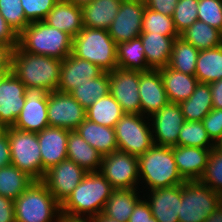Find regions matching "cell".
<instances>
[{
    "label": "cell",
    "instance_id": "1",
    "mask_svg": "<svg viewBox=\"0 0 222 222\" xmlns=\"http://www.w3.org/2000/svg\"><path fill=\"white\" fill-rule=\"evenodd\" d=\"M62 60L23 51L18 45L12 51L11 72L26 87H41L47 92L57 90Z\"/></svg>",
    "mask_w": 222,
    "mask_h": 222
},
{
    "label": "cell",
    "instance_id": "2",
    "mask_svg": "<svg viewBox=\"0 0 222 222\" xmlns=\"http://www.w3.org/2000/svg\"><path fill=\"white\" fill-rule=\"evenodd\" d=\"M112 190V186L100 171L87 172L61 204V215L94 217L103 211Z\"/></svg>",
    "mask_w": 222,
    "mask_h": 222
},
{
    "label": "cell",
    "instance_id": "3",
    "mask_svg": "<svg viewBox=\"0 0 222 222\" xmlns=\"http://www.w3.org/2000/svg\"><path fill=\"white\" fill-rule=\"evenodd\" d=\"M138 168L139 188L143 187L140 189L142 192L180 185L185 182L178 172L172 147L169 146L153 145L138 157Z\"/></svg>",
    "mask_w": 222,
    "mask_h": 222
},
{
    "label": "cell",
    "instance_id": "4",
    "mask_svg": "<svg viewBox=\"0 0 222 222\" xmlns=\"http://www.w3.org/2000/svg\"><path fill=\"white\" fill-rule=\"evenodd\" d=\"M73 38L44 21L30 23L19 35L18 46L30 54L64 60L72 53Z\"/></svg>",
    "mask_w": 222,
    "mask_h": 222
},
{
    "label": "cell",
    "instance_id": "5",
    "mask_svg": "<svg viewBox=\"0 0 222 222\" xmlns=\"http://www.w3.org/2000/svg\"><path fill=\"white\" fill-rule=\"evenodd\" d=\"M116 50L117 44L108 30L83 27L73 37L72 54L94 63L104 72H111L118 68Z\"/></svg>",
    "mask_w": 222,
    "mask_h": 222
},
{
    "label": "cell",
    "instance_id": "6",
    "mask_svg": "<svg viewBox=\"0 0 222 222\" xmlns=\"http://www.w3.org/2000/svg\"><path fill=\"white\" fill-rule=\"evenodd\" d=\"M14 207L15 222H60L61 205L42 181H33Z\"/></svg>",
    "mask_w": 222,
    "mask_h": 222
},
{
    "label": "cell",
    "instance_id": "7",
    "mask_svg": "<svg viewBox=\"0 0 222 222\" xmlns=\"http://www.w3.org/2000/svg\"><path fill=\"white\" fill-rule=\"evenodd\" d=\"M4 131L8 134L11 164L34 181H42L44 175L37 133L14 127L5 128Z\"/></svg>",
    "mask_w": 222,
    "mask_h": 222
},
{
    "label": "cell",
    "instance_id": "8",
    "mask_svg": "<svg viewBox=\"0 0 222 222\" xmlns=\"http://www.w3.org/2000/svg\"><path fill=\"white\" fill-rule=\"evenodd\" d=\"M222 202V196L199 180L181 184L179 222H204Z\"/></svg>",
    "mask_w": 222,
    "mask_h": 222
},
{
    "label": "cell",
    "instance_id": "9",
    "mask_svg": "<svg viewBox=\"0 0 222 222\" xmlns=\"http://www.w3.org/2000/svg\"><path fill=\"white\" fill-rule=\"evenodd\" d=\"M114 128L120 151L139 157L154 145L151 123L147 116L125 113Z\"/></svg>",
    "mask_w": 222,
    "mask_h": 222
},
{
    "label": "cell",
    "instance_id": "10",
    "mask_svg": "<svg viewBox=\"0 0 222 222\" xmlns=\"http://www.w3.org/2000/svg\"><path fill=\"white\" fill-rule=\"evenodd\" d=\"M100 173L113 189L139 188L138 157L116 150L102 156Z\"/></svg>",
    "mask_w": 222,
    "mask_h": 222
},
{
    "label": "cell",
    "instance_id": "11",
    "mask_svg": "<svg viewBox=\"0 0 222 222\" xmlns=\"http://www.w3.org/2000/svg\"><path fill=\"white\" fill-rule=\"evenodd\" d=\"M47 116L49 127L74 131L86 119V110L70 93L53 91L48 93Z\"/></svg>",
    "mask_w": 222,
    "mask_h": 222
},
{
    "label": "cell",
    "instance_id": "12",
    "mask_svg": "<svg viewBox=\"0 0 222 222\" xmlns=\"http://www.w3.org/2000/svg\"><path fill=\"white\" fill-rule=\"evenodd\" d=\"M139 82L140 71L115 68L109 72V93L124 113L141 114Z\"/></svg>",
    "mask_w": 222,
    "mask_h": 222
},
{
    "label": "cell",
    "instance_id": "13",
    "mask_svg": "<svg viewBox=\"0 0 222 222\" xmlns=\"http://www.w3.org/2000/svg\"><path fill=\"white\" fill-rule=\"evenodd\" d=\"M87 172L69 159L50 167L42 182L46 185L54 199L61 205L78 186Z\"/></svg>",
    "mask_w": 222,
    "mask_h": 222
},
{
    "label": "cell",
    "instance_id": "14",
    "mask_svg": "<svg viewBox=\"0 0 222 222\" xmlns=\"http://www.w3.org/2000/svg\"><path fill=\"white\" fill-rule=\"evenodd\" d=\"M48 93L41 87H26L25 105L13 127L36 133L49 127L47 116Z\"/></svg>",
    "mask_w": 222,
    "mask_h": 222
},
{
    "label": "cell",
    "instance_id": "15",
    "mask_svg": "<svg viewBox=\"0 0 222 222\" xmlns=\"http://www.w3.org/2000/svg\"><path fill=\"white\" fill-rule=\"evenodd\" d=\"M144 11V0L122 1L117 16L108 28V33L116 44L140 36Z\"/></svg>",
    "mask_w": 222,
    "mask_h": 222
},
{
    "label": "cell",
    "instance_id": "16",
    "mask_svg": "<svg viewBox=\"0 0 222 222\" xmlns=\"http://www.w3.org/2000/svg\"><path fill=\"white\" fill-rule=\"evenodd\" d=\"M154 145L177 146L178 136L185 122L179 103L169 102L150 117Z\"/></svg>",
    "mask_w": 222,
    "mask_h": 222
},
{
    "label": "cell",
    "instance_id": "17",
    "mask_svg": "<svg viewBox=\"0 0 222 222\" xmlns=\"http://www.w3.org/2000/svg\"><path fill=\"white\" fill-rule=\"evenodd\" d=\"M26 86L12 73L0 81V126L13 127L25 105Z\"/></svg>",
    "mask_w": 222,
    "mask_h": 222
},
{
    "label": "cell",
    "instance_id": "18",
    "mask_svg": "<svg viewBox=\"0 0 222 222\" xmlns=\"http://www.w3.org/2000/svg\"><path fill=\"white\" fill-rule=\"evenodd\" d=\"M142 193L150 206L153 217L158 222H179L181 184Z\"/></svg>",
    "mask_w": 222,
    "mask_h": 222
},
{
    "label": "cell",
    "instance_id": "19",
    "mask_svg": "<svg viewBox=\"0 0 222 222\" xmlns=\"http://www.w3.org/2000/svg\"><path fill=\"white\" fill-rule=\"evenodd\" d=\"M70 130L58 127H46L37 132L40 146L42 174L52 166L67 159V139Z\"/></svg>",
    "mask_w": 222,
    "mask_h": 222
},
{
    "label": "cell",
    "instance_id": "20",
    "mask_svg": "<svg viewBox=\"0 0 222 222\" xmlns=\"http://www.w3.org/2000/svg\"><path fill=\"white\" fill-rule=\"evenodd\" d=\"M103 72L97 65L72 53L62 60L60 81L56 91L70 93L77 86L98 77Z\"/></svg>",
    "mask_w": 222,
    "mask_h": 222
},
{
    "label": "cell",
    "instance_id": "21",
    "mask_svg": "<svg viewBox=\"0 0 222 222\" xmlns=\"http://www.w3.org/2000/svg\"><path fill=\"white\" fill-rule=\"evenodd\" d=\"M139 95L141 114L147 117L169 103L159 70L140 72Z\"/></svg>",
    "mask_w": 222,
    "mask_h": 222
},
{
    "label": "cell",
    "instance_id": "22",
    "mask_svg": "<svg viewBox=\"0 0 222 222\" xmlns=\"http://www.w3.org/2000/svg\"><path fill=\"white\" fill-rule=\"evenodd\" d=\"M212 148L172 146L179 174L185 181L199 180L203 175Z\"/></svg>",
    "mask_w": 222,
    "mask_h": 222
},
{
    "label": "cell",
    "instance_id": "23",
    "mask_svg": "<svg viewBox=\"0 0 222 222\" xmlns=\"http://www.w3.org/2000/svg\"><path fill=\"white\" fill-rule=\"evenodd\" d=\"M43 21L72 38L84 27L82 7L67 0H59Z\"/></svg>",
    "mask_w": 222,
    "mask_h": 222
},
{
    "label": "cell",
    "instance_id": "24",
    "mask_svg": "<svg viewBox=\"0 0 222 222\" xmlns=\"http://www.w3.org/2000/svg\"><path fill=\"white\" fill-rule=\"evenodd\" d=\"M139 37L142 40L148 68L158 70L168 66L173 42L179 36L141 33Z\"/></svg>",
    "mask_w": 222,
    "mask_h": 222
},
{
    "label": "cell",
    "instance_id": "25",
    "mask_svg": "<svg viewBox=\"0 0 222 222\" xmlns=\"http://www.w3.org/2000/svg\"><path fill=\"white\" fill-rule=\"evenodd\" d=\"M67 159L74 161L86 172H99L102 155L90 146L77 131H70L67 139Z\"/></svg>",
    "mask_w": 222,
    "mask_h": 222
},
{
    "label": "cell",
    "instance_id": "26",
    "mask_svg": "<svg viewBox=\"0 0 222 222\" xmlns=\"http://www.w3.org/2000/svg\"><path fill=\"white\" fill-rule=\"evenodd\" d=\"M158 70L160 71L164 89L171 103H180L187 100L199 83L195 75L175 71L169 66Z\"/></svg>",
    "mask_w": 222,
    "mask_h": 222
},
{
    "label": "cell",
    "instance_id": "27",
    "mask_svg": "<svg viewBox=\"0 0 222 222\" xmlns=\"http://www.w3.org/2000/svg\"><path fill=\"white\" fill-rule=\"evenodd\" d=\"M75 131L102 156L118 150L115 128L99 125L85 119Z\"/></svg>",
    "mask_w": 222,
    "mask_h": 222
},
{
    "label": "cell",
    "instance_id": "28",
    "mask_svg": "<svg viewBox=\"0 0 222 222\" xmlns=\"http://www.w3.org/2000/svg\"><path fill=\"white\" fill-rule=\"evenodd\" d=\"M140 189H113L102 213L118 222H128L134 207L143 198Z\"/></svg>",
    "mask_w": 222,
    "mask_h": 222
},
{
    "label": "cell",
    "instance_id": "29",
    "mask_svg": "<svg viewBox=\"0 0 222 222\" xmlns=\"http://www.w3.org/2000/svg\"><path fill=\"white\" fill-rule=\"evenodd\" d=\"M123 0H92L82 7L83 26L108 30Z\"/></svg>",
    "mask_w": 222,
    "mask_h": 222
},
{
    "label": "cell",
    "instance_id": "30",
    "mask_svg": "<svg viewBox=\"0 0 222 222\" xmlns=\"http://www.w3.org/2000/svg\"><path fill=\"white\" fill-rule=\"evenodd\" d=\"M179 105L185 121H202L213 109L210 85L198 83L193 94Z\"/></svg>",
    "mask_w": 222,
    "mask_h": 222
},
{
    "label": "cell",
    "instance_id": "31",
    "mask_svg": "<svg viewBox=\"0 0 222 222\" xmlns=\"http://www.w3.org/2000/svg\"><path fill=\"white\" fill-rule=\"evenodd\" d=\"M195 76L206 84L222 79V45L199 51Z\"/></svg>",
    "mask_w": 222,
    "mask_h": 222
},
{
    "label": "cell",
    "instance_id": "32",
    "mask_svg": "<svg viewBox=\"0 0 222 222\" xmlns=\"http://www.w3.org/2000/svg\"><path fill=\"white\" fill-rule=\"evenodd\" d=\"M118 68L146 72L148 68L144 47L140 37L117 44Z\"/></svg>",
    "mask_w": 222,
    "mask_h": 222
},
{
    "label": "cell",
    "instance_id": "33",
    "mask_svg": "<svg viewBox=\"0 0 222 222\" xmlns=\"http://www.w3.org/2000/svg\"><path fill=\"white\" fill-rule=\"evenodd\" d=\"M125 113L118 101L109 93L86 109V119L99 125L114 128Z\"/></svg>",
    "mask_w": 222,
    "mask_h": 222
},
{
    "label": "cell",
    "instance_id": "34",
    "mask_svg": "<svg viewBox=\"0 0 222 222\" xmlns=\"http://www.w3.org/2000/svg\"><path fill=\"white\" fill-rule=\"evenodd\" d=\"M109 90V72L103 71L98 77L74 88L70 95L86 110L98 99L107 96Z\"/></svg>",
    "mask_w": 222,
    "mask_h": 222
},
{
    "label": "cell",
    "instance_id": "35",
    "mask_svg": "<svg viewBox=\"0 0 222 222\" xmlns=\"http://www.w3.org/2000/svg\"><path fill=\"white\" fill-rule=\"evenodd\" d=\"M180 37L199 51L222 45V32L199 20L182 32Z\"/></svg>",
    "mask_w": 222,
    "mask_h": 222
},
{
    "label": "cell",
    "instance_id": "36",
    "mask_svg": "<svg viewBox=\"0 0 222 222\" xmlns=\"http://www.w3.org/2000/svg\"><path fill=\"white\" fill-rule=\"evenodd\" d=\"M199 50L182 37L175 38L168 66L178 72L195 75Z\"/></svg>",
    "mask_w": 222,
    "mask_h": 222
},
{
    "label": "cell",
    "instance_id": "37",
    "mask_svg": "<svg viewBox=\"0 0 222 222\" xmlns=\"http://www.w3.org/2000/svg\"><path fill=\"white\" fill-rule=\"evenodd\" d=\"M34 180L14 165L0 168V195L17 199Z\"/></svg>",
    "mask_w": 222,
    "mask_h": 222
},
{
    "label": "cell",
    "instance_id": "38",
    "mask_svg": "<svg viewBox=\"0 0 222 222\" xmlns=\"http://www.w3.org/2000/svg\"><path fill=\"white\" fill-rule=\"evenodd\" d=\"M178 145L199 148H214L202 121H185L178 136Z\"/></svg>",
    "mask_w": 222,
    "mask_h": 222
},
{
    "label": "cell",
    "instance_id": "39",
    "mask_svg": "<svg viewBox=\"0 0 222 222\" xmlns=\"http://www.w3.org/2000/svg\"><path fill=\"white\" fill-rule=\"evenodd\" d=\"M142 33L180 36L175 29L172 16L164 15L147 7H145L143 14Z\"/></svg>",
    "mask_w": 222,
    "mask_h": 222
},
{
    "label": "cell",
    "instance_id": "40",
    "mask_svg": "<svg viewBox=\"0 0 222 222\" xmlns=\"http://www.w3.org/2000/svg\"><path fill=\"white\" fill-rule=\"evenodd\" d=\"M199 181L222 196V152L215 147L209 153L205 171Z\"/></svg>",
    "mask_w": 222,
    "mask_h": 222
},
{
    "label": "cell",
    "instance_id": "41",
    "mask_svg": "<svg viewBox=\"0 0 222 222\" xmlns=\"http://www.w3.org/2000/svg\"><path fill=\"white\" fill-rule=\"evenodd\" d=\"M198 3L199 0H178L172 19L179 35L198 20Z\"/></svg>",
    "mask_w": 222,
    "mask_h": 222
},
{
    "label": "cell",
    "instance_id": "42",
    "mask_svg": "<svg viewBox=\"0 0 222 222\" xmlns=\"http://www.w3.org/2000/svg\"><path fill=\"white\" fill-rule=\"evenodd\" d=\"M0 14L18 35L30 24L21 0H0Z\"/></svg>",
    "mask_w": 222,
    "mask_h": 222
},
{
    "label": "cell",
    "instance_id": "43",
    "mask_svg": "<svg viewBox=\"0 0 222 222\" xmlns=\"http://www.w3.org/2000/svg\"><path fill=\"white\" fill-rule=\"evenodd\" d=\"M198 20L222 32V0H199Z\"/></svg>",
    "mask_w": 222,
    "mask_h": 222
},
{
    "label": "cell",
    "instance_id": "44",
    "mask_svg": "<svg viewBox=\"0 0 222 222\" xmlns=\"http://www.w3.org/2000/svg\"><path fill=\"white\" fill-rule=\"evenodd\" d=\"M59 0H21L26 19L32 22L43 21Z\"/></svg>",
    "mask_w": 222,
    "mask_h": 222
},
{
    "label": "cell",
    "instance_id": "45",
    "mask_svg": "<svg viewBox=\"0 0 222 222\" xmlns=\"http://www.w3.org/2000/svg\"><path fill=\"white\" fill-rule=\"evenodd\" d=\"M202 122L208 136L216 143L222 136V109L213 108Z\"/></svg>",
    "mask_w": 222,
    "mask_h": 222
},
{
    "label": "cell",
    "instance_id": "46",
    "mask_svg": "<svg viewBox=\"0 0 222 222\" xmlns=\"http://www.w3.org/2000/svg\"><path fill=\"white\" fill-rule=\"evenodd\" d=\"M128 222H153L150 206L144 198L136 204Z\"/></svg>",
    "mask_w": 222,
    "mask_h": 222
},
{
    "label": "cell",
    "instance_id": "47",
    "mask_svg": "<svg viewBox=\"0 0 222 222\" xmlns=\"http://www.w3.org/2000/svg\"><path fill=\"white\" fill-rule=\"evenodd\" d=\"M0 44L8 45L14 49L18 45V34L10 27L0 14Z\"/></svg>",
    "mask_w": 222,
    "mask_h": 222
},
{
    "label": "cell",
    "instance_id": "48",
    "mask_svg": "<svg viewBox=\"0 0 222 222\" xmlns=\"http://www.w3.org/2000/svg\"><path fill=\"white\" fill-rule=\"evenodd\" d=\"M145 7L160 12L167 16H173L178 0H144Z\"/></svg>",
    "mask_w": 222,
    "mask_h": 222
},
{
    "label": "cell",
    "instance_id": "49",
    "mask_svg": "<svg viewBox=\"0 0 222 222\" xmlns=\"http://www.w3.org/2000/svg\"><path fill=\"white\" fill-rule=\"evenodd\" d=\"M0 222H15L14 200L0 195Z\"/></svg>",
    "mask_w": 222,
    "mask_h": 222
},
{
    "label": "cell",
    "instance_id": "50",
    "mask_svg": "<svg viewBox=\"0 0 222 222\" xmlns=\"http://www.w3.org/2000/svg\"><path fill=\"white\" fill-rule=\"evenodd\" d=\"M11 165V153L9 147L8 134L0 133V168Z\"/></svg>",
    "mask_w": 222,
    "mask_h": 222
},
{
    "label": "cell",
    "instance_id": "51",
    "mask_svg": "<svg viewBox=\"0 0 222 222\" xmlns=\"http://www.w3.org/2000/svg\"><path fill=\"white\" fill-rule=\"evenodd\" d=\"M213 108L222 109V79L209 83Z\"/></svg>",
    "mask_w": 222,
    "mask_h": 222
},
{
    "label": "cell",
    "instance_id": "52",
    "mask_svg": "<svg viewBox=\"0 0 222 222\" xmlns=\"http://www.w3.org/2000/svg\"><path fill=\"white\" fill-rule=\"evenodd\" d=\"M12 51L10 46L0 44V70H11Z\"/></svg>",
    "mask_w": 222,
    "mask_h": 222
},
{
    "label": "cell",
    "instance_id": "53",
    "mask_svg": "<svg viewBox=\"0 0 222 222\" xmlns=\"http://www.w3.org/2000/svg\"><path fill=\"white\" fill-rule=\"evenodd\" d=\"M204 222H222V202L212 213H210Z\"/></svg>",
    "mask_w": 222,
    "mask_h": 222
},
{
    "label": "cell",
    "instance_id": "54",
    "mask_svg": "<svg viewBox=\"0 0 222 222\" xmlns=\"http://www.w3.org/2000/svg\"><path fill=\"white\" fill-rule=\"evenodd\" d=\"M60 222H95L93 217H72L61 215Z\"/></svg>",
    "mask_w": 222,
    "mask_h": 222
},
{
    "label": "cell",
    "instance_id": "55",
    "mask_svg": "<svg viewBox=\"0 0 222 222\" xmlns=\"http://www.w3.org/2000/svg\"><path fill=\"white\" fill-rule=\"evenodd\" d=\"M95 222H118L117 220L104 215L102 212L93 217Z\"/></svg>",
    "mask_w": 222,
    "mask_h": 222
},
{
    "label": "cell",
    "instance_id": "56",
    "mask_svg": "<svg viewBox=\"0 0 222 222\" xmlns=\"http://www.w3.org/2000/svg\"><path fill=\"white\" fill-rule=\"evenodd\" d=\"M70 3H73L76 6L83 7L86 4H89L92 0H67Z\"/></svg>",
    "mask_w": 222,
    "mask_h": 222
},
{
    "label": "cell",
    "instance_id": "57",
    "mask_svg": "<svg viewBox=\"0 0 222 222\" xmlns=\"http://www.w3.org/2000/svg\"><path fill=\"white\" fill-rule=\"evenodd\" d=\"M215 148L222 152V136L216 141Z\"/></svg>",
    "mask_w": 222,
    "mask_h": 222
},
{
    "label": "cell",
    "instance_id": "58",
    "mask_svg": "<svg viewBox=\"0 0 222 222\" xmlns=\"http://www.w3.org/2000/svg\"><path fill=\"white\" fill-rule=\"evenodd\" d=\"M11 72V70H0V81L3 79V77L6 75V74H8V73H10Z\"/></svg>",
    "mask_w": 222,
    "mask_h": 222
},
{
    "label": "cell",
    "instance_id": "59",
    "mask_svg": "<svg viewBox=\"0 0 222 222\" xmlns=\"http://www.w3.org/2000/svg\"><path fill=\"white\" fill-rule=\"evenodd\" d=\"M4 131V129L0 126V133H2Z\"/></svg>",
    "mask_w": 222,
    "mask_h": 222
}]
</instances>
